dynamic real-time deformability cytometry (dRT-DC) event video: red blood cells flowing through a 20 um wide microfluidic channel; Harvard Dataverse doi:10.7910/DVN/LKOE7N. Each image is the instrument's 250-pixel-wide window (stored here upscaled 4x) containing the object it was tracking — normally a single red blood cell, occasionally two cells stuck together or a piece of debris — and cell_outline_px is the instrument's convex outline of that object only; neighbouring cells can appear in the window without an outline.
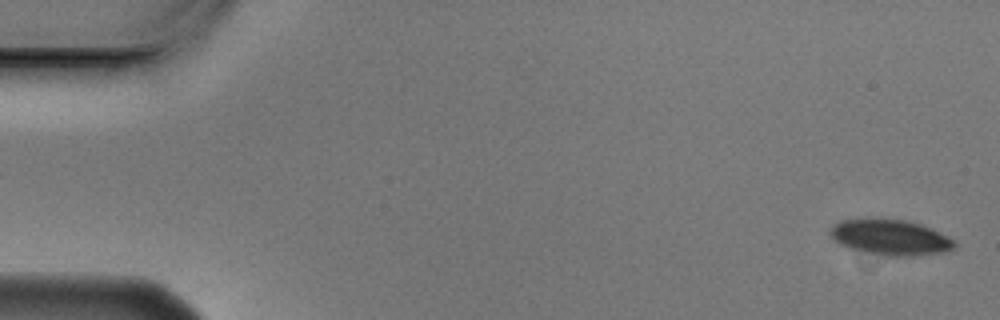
{"species": "Egyptian fruit bat (a non-hibernating species)", "species_latin": "Rousettus aegyptiacus", "temperature_condition": "cold", "stored_images_in_passage": 5, "camera_frame_rate_fps": 3000, "um_per_image_px": 0.085, "animal": {"sex": "male"}, "frame": {"image": 1, "passage_image": 1, "time_ms": 0.0, "image_size_px": [1000, 320], "cell_outline_px": [[956, 248], [948, 252], [908, 256], [884, 256], [848, 248], [840, 244], [832, 236], [832, 228], [840, 220], [904, 220], [920, 224], [932, 228], [956, 240]], "centroid_in_image_um": [75.79, 20.21], "position_along_channel_um": 9.2, "area_um2": 25.37}}
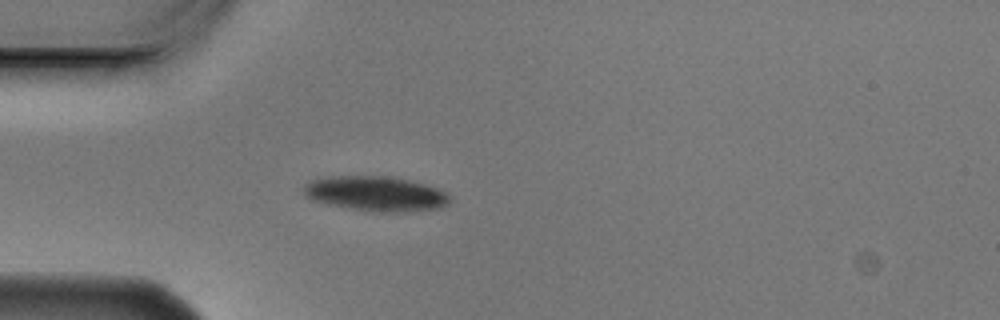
{"frame": {"image": 2, "passage_image": 5, "time_ms": 1.333, "image_size_px": [1000, 320], "cell_outline_px": [[452, 196], [448, 204], [440, 208], [404, 212], [376, 212], [328, 204], [312, 200], [304, 196], [304, 184], [312, 180], [328, 176], [384, 176], [408, 180], [424, 184], [436, 188]], "centroid_in_image_um": [31.94, 16.47], "position_along_channel_um": 53.1, "area_um2": 29.59}}